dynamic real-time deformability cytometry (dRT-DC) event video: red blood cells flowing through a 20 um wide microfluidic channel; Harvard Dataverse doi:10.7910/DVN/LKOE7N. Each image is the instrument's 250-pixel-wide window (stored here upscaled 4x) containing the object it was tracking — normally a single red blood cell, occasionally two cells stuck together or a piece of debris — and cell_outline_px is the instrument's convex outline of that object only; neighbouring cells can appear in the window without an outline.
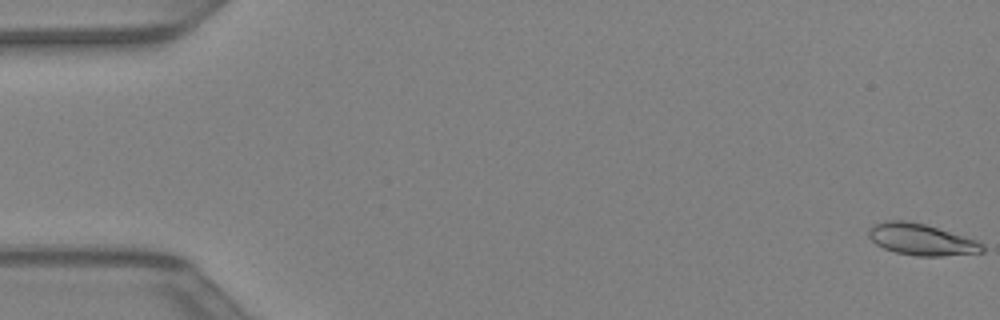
{"species": "Egyptian fruit bat (a non-hibernating species)", "species_latin": "Rousettus aegyptiacus", "temperature_condition": "warm", "stored_images_in_passage": 44, "camera_frame_rate_fps": 3000, "um_per_image_px": 0.085, "animal": {"sex": "female"}, "frame": {"image": 1, "passage_image": 1, "time_ms": 0.0, "image_size_px": [1000, 320], "cell_outline_px": [[984, 252], [940, 256], [916, 256], [896, 252], [884, 248], [876, 244], [868, 236], [868, 232], [876, 224], [888, 220], [904, 220], [924, 224], [976, 240], [984, 244]], "centroid_in_image_um": [78.33, 20.37], "position_along_channel_um": 6.7, "area_um2": 20.52}}
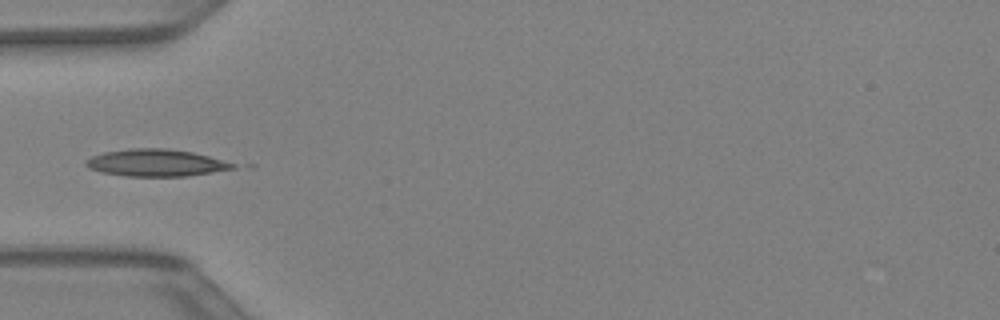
{"frame": {"image": 2, "passage_image": 15, "time_ms": 4.667, "image_size_px": [1000, 320], "cell_outline_px": [[236, 168], [188, 176], [124, 176], [100, 172], [88, 168], [84, 164], [84, 160], [92, 156], [104, 152], [128, 148], [168, 148], [192, 152], [208, 156], [236, 164]], "centroid_in_image_um": [13.2, 13.83], "position_along_channel_um": 71.8, "area_um2": 23.29}}
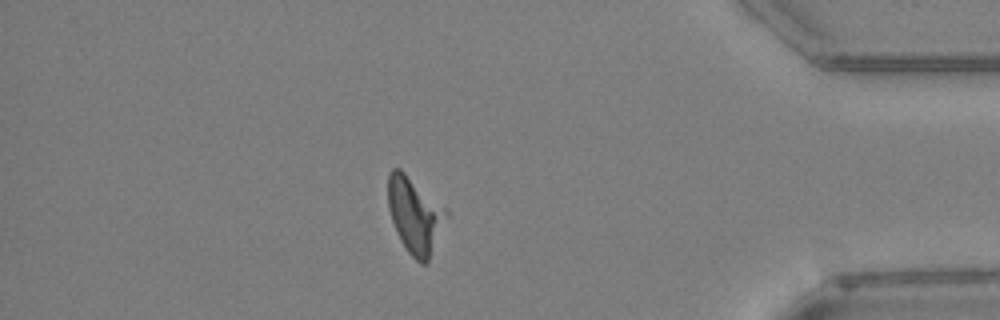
{"frame": {"image": 3, "passage_image": 38, "time_ms": 12.333, "image_size_px": [1000, 320], "cell_outline_px": [[448, 216], [428, 264], [420, 264], [408, 252], [400, 240], [392, 220], [388, 208], [388, 172], [392, 168], [400, 168], [444, 208], [448, 212]], "centroid_in_image_um": [35.26, 18.32], "position_along_channel_um": 399.9, "area_um2": 25.55}}